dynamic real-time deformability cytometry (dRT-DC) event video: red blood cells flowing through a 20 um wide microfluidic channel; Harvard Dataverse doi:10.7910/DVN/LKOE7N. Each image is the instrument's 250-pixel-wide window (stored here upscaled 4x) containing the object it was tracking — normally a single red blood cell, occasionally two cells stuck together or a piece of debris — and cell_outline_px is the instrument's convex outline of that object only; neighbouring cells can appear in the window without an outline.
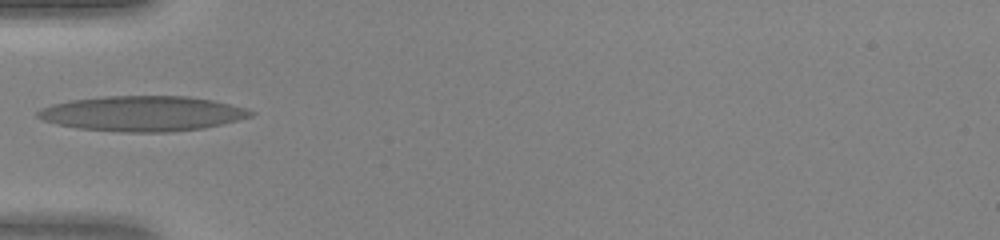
{"species": "human", "species_latin": "Homo sapiens", "temperature_condition": "warm", "stored_images_in_passage": 29, "camera_frame_rate_fps": 3000, "um_per_image_px": 0.085, "donor": {"sex": "female"}, "frame": {"image": 1, "passage_image": 1, "time_ms": 0.0, "image_size_px": [1000, 240], "cell_outline_px": [[256, 112], [252, 116], [204, 128], [172, 132], [120, 132], [80, 128], [60, 124], [44, 120], [36, 116], [36, 112], [40, 108], [52, 104], [72, 100], [104, 96], [188, 96], [212, 100], [248, 108]], "centroid_in_image_um": [12.14, 9.65], "position_along_channel_um": 72.9, "area_um2": 43.52}}
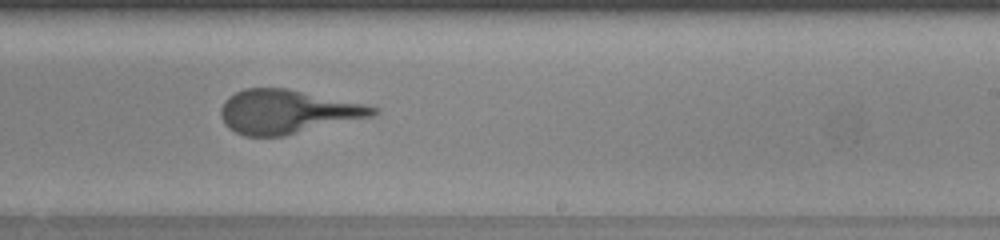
{"frame": {"image": 2, "passage_image": 14, "time_ms": 4.333, "image_size_px": [1000, 240], "cell_outline_px": [[380, 112], [372, 116], [284, 136], [244, 136], [228, 128], [224, 124], [220, 116], [220, 108], [224, 100], [236, 92], [244, 88], [284, 88], [368, 104], [380, 108]], "centroid_in_image_um": [24.42, 9.49], "position_along_channel_um": 264.6, "area_um2": 38.96}}
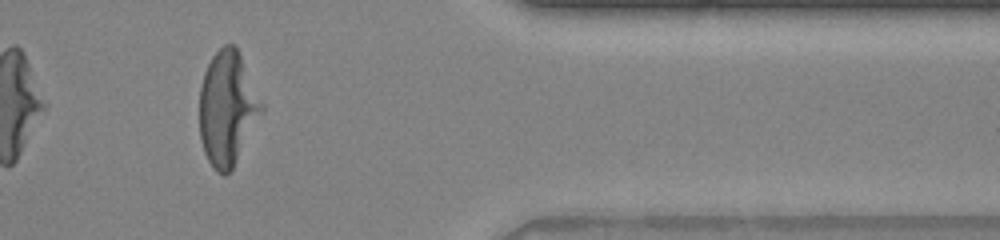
{"frame": {"image": 3, "passage_image": 24, "time_ms": 7.667, "image_size_px": [1000, 240], "cell_outline_px": [[264, 112], [232, 172], [224, 176], [216, 172], [212, 168], [204, 152], [200, 140], [200, 88], [204, 72], [212, 56], [224, 44], [236, 44], [264, 104]], "centroid_in_image_um": [19.36, 9.25], "position_along_channel_um": 392.0, "area_um2": 42.19}}